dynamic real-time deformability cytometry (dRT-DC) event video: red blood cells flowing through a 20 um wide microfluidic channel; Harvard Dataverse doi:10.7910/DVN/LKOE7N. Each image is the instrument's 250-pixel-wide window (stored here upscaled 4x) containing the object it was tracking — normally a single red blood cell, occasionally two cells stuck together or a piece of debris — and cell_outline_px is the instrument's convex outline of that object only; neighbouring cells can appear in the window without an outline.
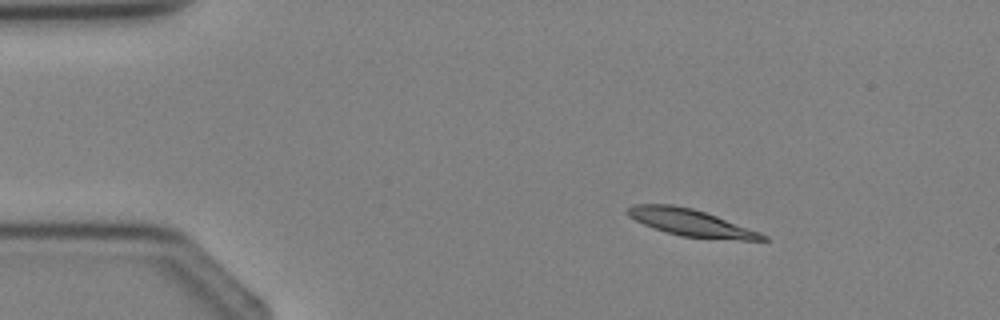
{"species": "Egyptian fruit bat (a non-hibernating species)", "species_latin": "Rousettus aegyptiacus", "temperature_condition": "cold", "stored_images_in_passage": 2, "camera_frame_rate_fps": 3000, "um_per_image_px": 0.085, "animal": {"sex": "female"}, "frame": {"image": 1, "passage_image": 1, "time_ms": 0.0, "image_size_px": [1000, 320], "cell_outline_px": [[768, 240], [740, 240], [680, 236], [644, 224], [628, 216], [624, 212], [632, 204], [672, 204], [692, 208], [716, 216], [760, 232], [768, 236]], "centroid_in_image_um": [58.71, 18.92], "position_along_channel_um": 26.3, "area_um2": 20.92}}
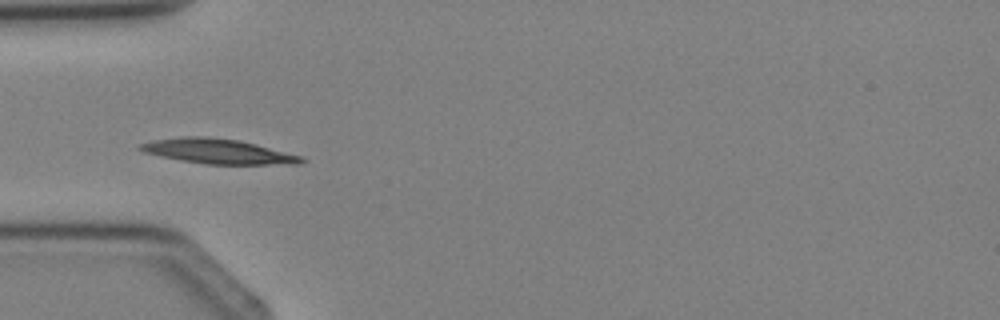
{"frame": {"image": 2, "passage_image": 2, "time_ms": 2.0, "image_size_px": [1000, 320], "cell_outline_px": [[308, 160], [300, 164], [208, 164], [160, 156], [144, 152], [136, 148], [140, 144], [152, 140], [180, 136], [204, 136], [236, 140], [256, 144], [300, 156]], "centroid_in_image_um": [18.5, 12.86], "position_along_channel_um": 66.5, "area_um2": 23.06}}